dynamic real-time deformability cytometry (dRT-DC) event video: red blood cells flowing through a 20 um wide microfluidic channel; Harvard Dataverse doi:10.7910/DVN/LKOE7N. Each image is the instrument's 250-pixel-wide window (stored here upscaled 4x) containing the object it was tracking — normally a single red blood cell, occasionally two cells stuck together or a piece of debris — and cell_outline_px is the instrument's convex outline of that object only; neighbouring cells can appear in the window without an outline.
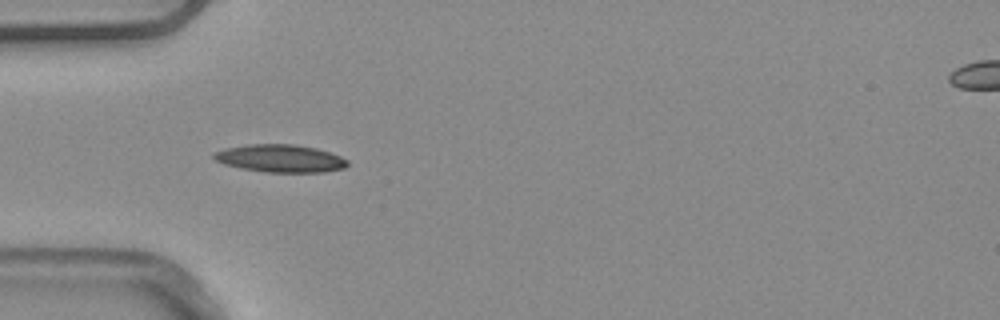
{"species": "common noctule bat (a hibernating species)", "species_latin": "Nyctalus noctula", "temperature_condition": "warm", "stored_images_in_passage": 37, "camera_frame_rate_fps": 3000, "um_per_image_px": 0.085, "animal": {"sex": "male", "body_mass_g": 20.4}, "frame": {"image": 1, "passage_image": 1, "time_ms": 0.0, "image_size_px": [1000, 320], "cell_outline_px": [[348, 164], [344, 168], [324, 172], [264, 172], [240, 168], [224, 164], [216, 160], [212, 156], [212, 152], [224, 148], [248, 144], [296, 144], [316, 148], [340, 156], [348, 160]], "centroid_in_image_um": [23.79, 13.46], "position_along_channel_um": 61.2, "area_um2": 21.68}}
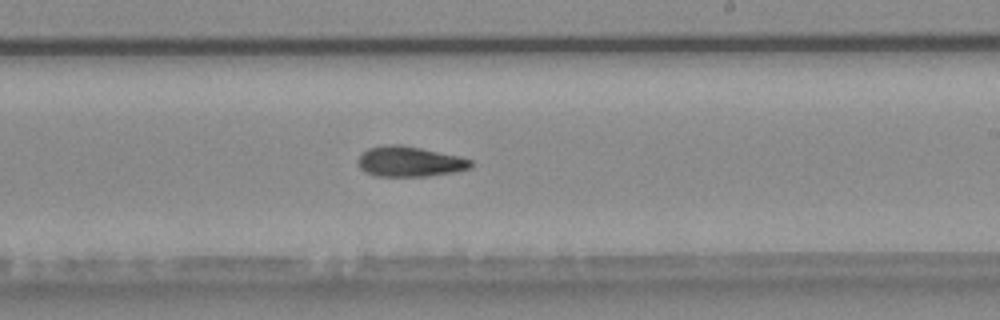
{"frame": {"image": 2, "passage_image": 16, "time_ms": 5.0, "image_size_px": [1000, 320], "cell_outline_px": [[472, 168], [452, 172], [428, 176], [376, 176], [364, 172], [360, 168], [356, 160], [368, 148], [388, 144], [400, 144], [460, 156], [472, 160]], "centroid_in_image_um": [34.81, 13.73], "position_along_channel_um": 254.2, "area_um2": 19.94}}
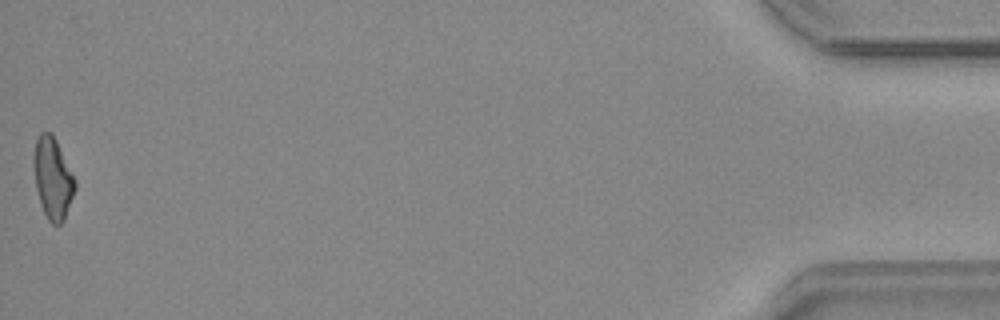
{"frame": {"image": 3, "passage_image": 37, "time_ms": 12.0, "image_size_px": [1000, 320], "cell_outline_px": [[76, 188], [64, 220], [60, 224], [52, 224], [48, 220], [40, 204], [36, 188], [32, 160], [36, 136], [40, 132], [52, 132], [76, 180]], "centroid_in_image_um": [4.47, 15.12], "position_along_channel_um": 430.7, "area_um2": 19.77}, "authors_computed_cell_mechanics": {"area_um2": 19.7676, "velocity_mm_per_s": 3.8979, "shape_relaxation_time_tau1_ms": 9.5118, "shape_relaxation_time_tau2_ms": 6.3965, "deformation_change_tau1": 0.2265, "deformation_change_tau2": 0.151}}